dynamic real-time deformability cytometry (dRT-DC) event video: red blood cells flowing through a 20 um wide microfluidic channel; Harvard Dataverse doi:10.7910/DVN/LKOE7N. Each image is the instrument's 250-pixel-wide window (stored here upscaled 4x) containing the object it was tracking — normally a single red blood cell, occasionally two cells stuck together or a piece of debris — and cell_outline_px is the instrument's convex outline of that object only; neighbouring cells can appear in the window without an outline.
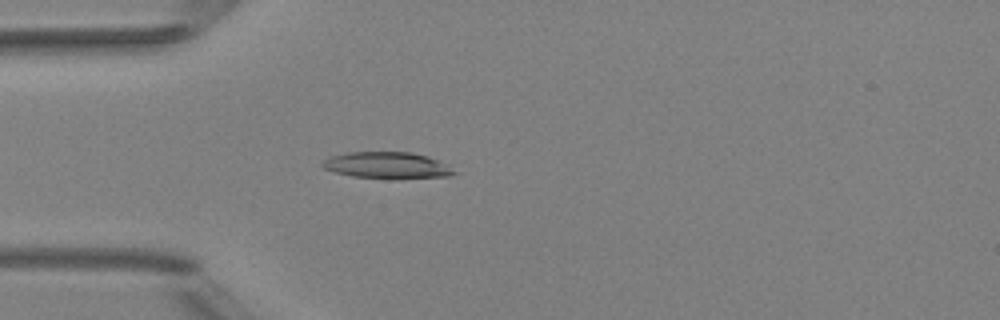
{"species": "Egyptian fruit bat (a non-hibernating species)", "species_latin": "Rousettus aegyptiacus", "temperature_condition": "room temperature", "stored_images_in_passage": 5, "camera_frame_rate_fps": 3000, "um_per_image_px": 0.085, "animal": {"sex": "female"}, "frame": {"image": 1, "passage_image": 5, "time_ms": 4.667, "image_size_px": [1000, 320], "cell_outline_px": [[456, 172], [452, 176], [396, 180], [352, 176], [336, 172], [324, 168], [320, 164], [324, 160], [332, 156], [344, 152], [412, 152], [428, 156], [444, 164]], "centroid_in_image_um": [32.91, 14.07], "position_along_channel_um": 52.1, "area_um2": 20.58}}